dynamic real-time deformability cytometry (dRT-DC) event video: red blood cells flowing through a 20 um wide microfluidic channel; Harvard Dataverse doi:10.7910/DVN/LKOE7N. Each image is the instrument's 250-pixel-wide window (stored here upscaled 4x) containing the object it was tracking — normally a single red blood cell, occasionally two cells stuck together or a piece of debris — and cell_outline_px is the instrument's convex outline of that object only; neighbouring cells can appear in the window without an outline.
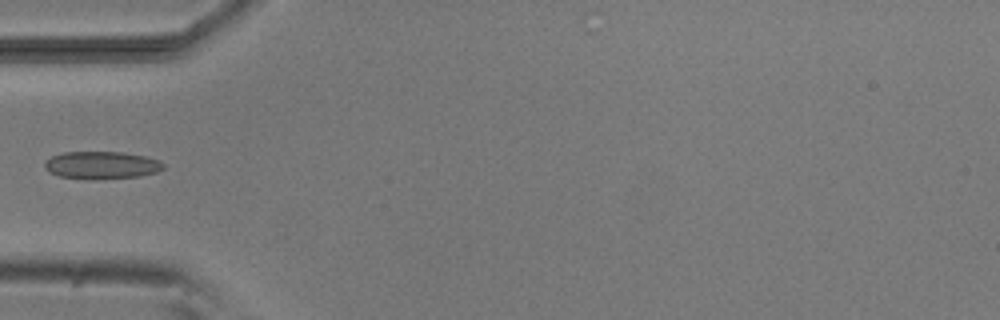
{"species": "common noctule bat (a hibernating species)", "species_latin": "Nyctalus noctula", "temperature_condition": "room temperature", "stored_images_in_passage": 7, "camera_frame_rate_fps": 3000, "um_per_image_px": 0.085, "animal": {"sex": "male", "body_mass_g": 20.5, "forearm_length_mm": 52.5}, "frame": {"image": 1, "passage_image": 5, "time_ms": 5.333, "image_size_px": [1000, 320], "cell_outline_px": [[164, 168], [156, 172], [140, 176], [60, 176], [48, 172], [44, 168], [44, 160], [52, 156], [64, 152], [120, 152], [144, 156], [160, 160], [164, 164]], "centroid_in_image_um": [8.63, 13.98], "position_along_channel_um": 76.4, "area_um2": 18.03}}
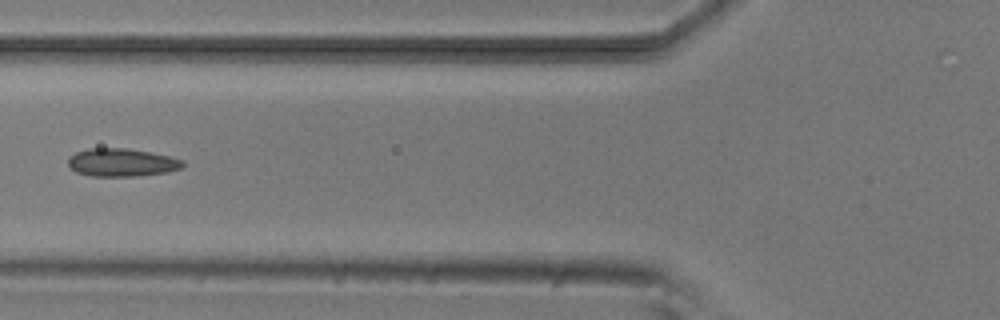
{"frame": {"image": 2, "passage_image": 6, "time_ms": 6.333, "image_size_px": [1000, 320], "cell_outline_px": [[184, 164], [180, 168], [168, 172], [136, 176], [92, 176], [76, 172], [68, 164], [68, 160], [76, 152], [88, 148], [124, 148], [148, 152], [168, 156], [184, 160]], "centroid_in_image_um": [10.35, 13.81], "position_along_channel_um": 115.5, "area_um2": 18.5}}
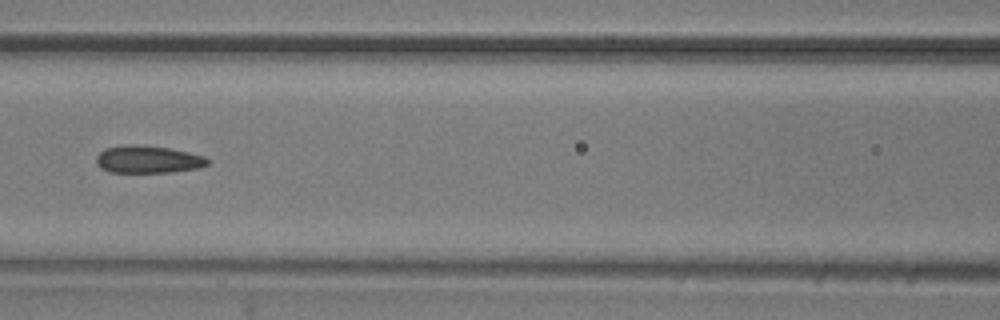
{"frame": {"image": 3, "passage_image": 7, "time_ms": 7.333, "image_size_px": [1000, 320], "cell_outline_px": [[212, 160], [208, 164], [200, 168], [172, 172], [108, 172], [100, 168], [96, 164], [96, 156], [104, 148], [124, 144], [136, 144], [168, 148], [188, 152], [204, 156]], "centroid_in_image_um": [12.57, 13.55], "position_along_channel_um": 154.0, "area_um2": 18.09}}